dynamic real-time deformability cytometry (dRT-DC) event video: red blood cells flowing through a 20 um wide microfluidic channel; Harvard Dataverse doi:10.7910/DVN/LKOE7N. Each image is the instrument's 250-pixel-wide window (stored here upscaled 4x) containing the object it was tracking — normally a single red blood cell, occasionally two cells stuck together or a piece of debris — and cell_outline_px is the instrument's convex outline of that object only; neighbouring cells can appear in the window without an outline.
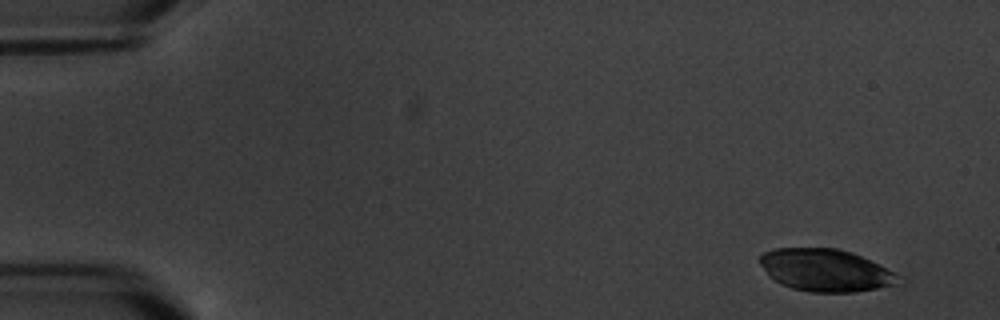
{"species": "common noctule bat (a hibernating species)", "species_latin": "Nyctalus noctula", "temperature_condition": "warm", "stored_images_in_passage": 8, "camera_frame_rate_fps": 3000, "um_per_image_px": 0.085, "animal": {"sex": "male", "body_mass_g": 20.1, "forearm_length_mm": 53.5}, "frame": {"image": 1, "passage_image": 1, "time_ms": 0.0, "image_size_px": [1000, 320], "cell_outline_px": [[900, 276], [896, 284], [876, 288], [852, 292], [808, 292], [792, 288], [780, 284], [768, 276], [760, 264], [760, 256], [764, 252], [772, 248], [840, 248], [852, 252]], "centroid_in_image_um": [70.09, 22.96], "position_along_channel_um": 14.9, "area_um2": 33.87}}